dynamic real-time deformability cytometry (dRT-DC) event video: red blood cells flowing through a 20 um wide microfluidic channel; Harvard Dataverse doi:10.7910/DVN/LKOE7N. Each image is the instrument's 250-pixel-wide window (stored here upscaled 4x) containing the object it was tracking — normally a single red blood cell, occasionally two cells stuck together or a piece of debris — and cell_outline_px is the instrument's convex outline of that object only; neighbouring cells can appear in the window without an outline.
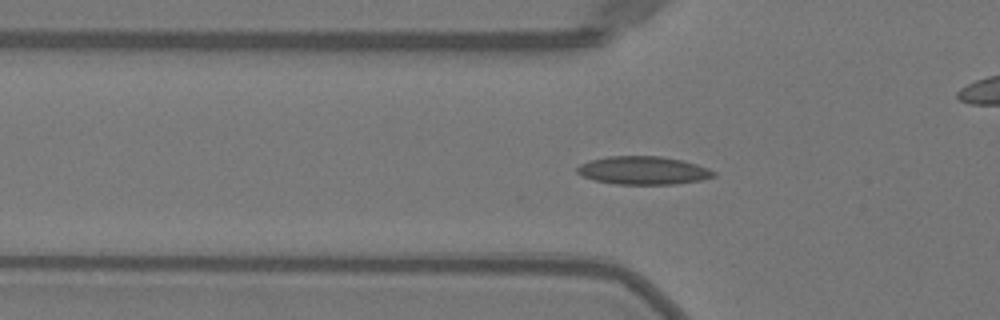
{"species": "Egyptian fruit bat (a non-hibernating species)", "species_latin": "Rousettus aegyptiacus", "temperature_condition": "warm", "stored_images_in_passage": 25, "camera_frame_rate_fps": 3000, "um_per_image_px": 0.085, "animal": {"sex": "female"}, "frame": {"image": 1, "passage_image": 9, "time_ms": 2.667, "image_size_px": [1000, 320], "cell_outline_px": [[716, 176], [700, 180], [676, 184], [616, 184], [596, 180], [584, 176], [576, 172], [576, 168], [580, 164], [588, 160], [608, 156], [660, 156], [680, 160], [696, 164], [708, 168], [716, 172]], "centroid_in_image_um": [54.67, 14.48], "position_along_channel_um": 71.1, "area_um2": 22.31}}
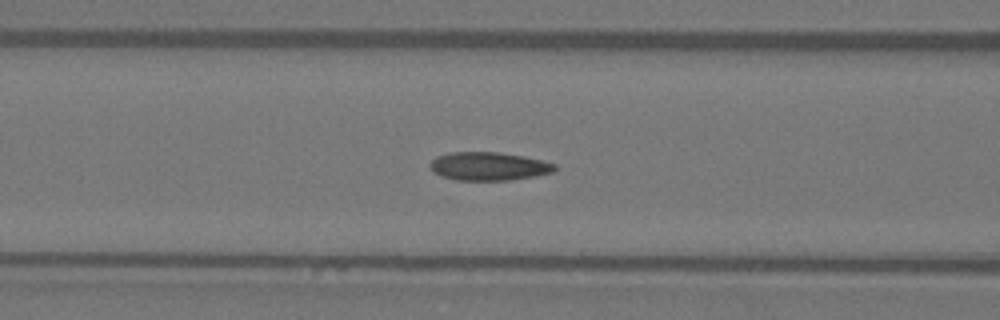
{"frame": {"image": 2, "passage_image": 13, "time_ms": 4.0, "image_size_px": [1000, 320], "cell_outline_px": [[556, 168], [552, 172], [536, 176], [508, 180], [456, 180], [440, 176], [432, 172], [428, 168], [428, 164], [436, 156], [448, 152], [496, 152], [524, 156], [556, 164]], "centroid_in_image_um": [41.47, 14.13], "position_along_channel_um": 125.1, "area_um2": 20.75}}
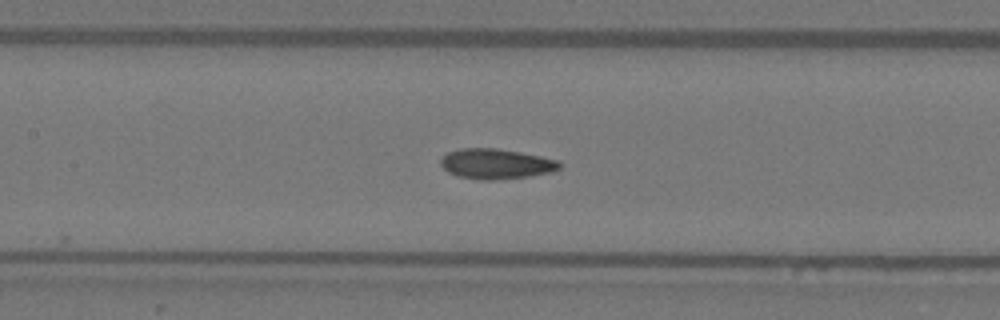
{"frame": {"image": 3, "passage_image": 16, "time_ms": 5.0, "image_size_px": [1000, 320], "cell_outline_px": [[564, 164], [560, 168], [552, 172], [528, 176], [496, 180], [480, 180], [460, 176], [448, 172], [440, 164], [440, 160], [448, 152], [460, 148], [496, 148], [520, 152], [560, 160]], "centroid_in_image_um": [42.2, 13.92], "position_along_channel_um": 165.2, "area_um2": 20.98}}